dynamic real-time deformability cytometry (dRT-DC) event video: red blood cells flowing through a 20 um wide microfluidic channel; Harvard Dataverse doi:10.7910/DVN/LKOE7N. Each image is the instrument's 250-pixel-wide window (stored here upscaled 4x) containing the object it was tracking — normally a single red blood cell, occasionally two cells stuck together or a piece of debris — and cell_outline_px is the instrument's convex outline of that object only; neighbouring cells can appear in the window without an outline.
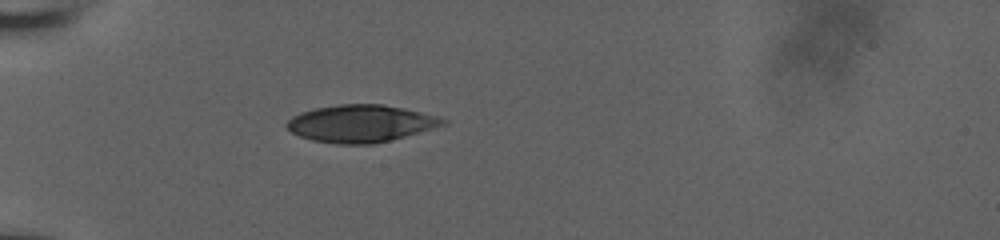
{"species": "human", "species_latin": "Homo sapiens", "temperature_condition": "room temperature", "stored_images_in_passage": 38, "camera_frame_rate_fps": 3000, "um_per_image_px": 0.085, "donor": {"sex": "male"}, "frame": {"image": 1, "passage_image": 1, "time_ms": 0.0, "image_size_px": [1000, 240], "cell_outline_px": [[448, 124], [404, 136], [372, 144], [336, 144], [312, 140], [300, 136], [292, 132], [284, 124], [292, 116], [300, 112], [316, 108], [340, 104], [384, 104], [404, 108], [440, 116], [448, 120]], "centroid_in_image_um": [30.68, 10.49], "position_along_channel_um": 54.3, "area_um2": 33.93}}
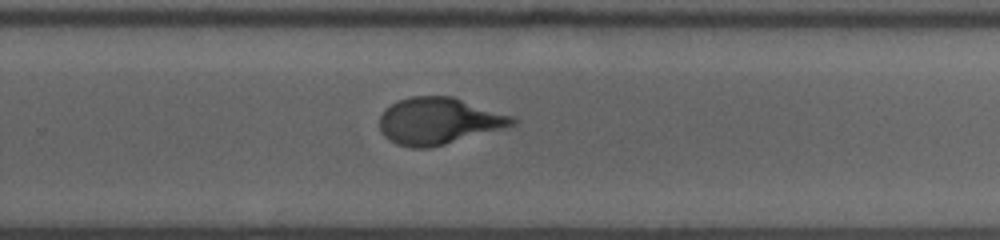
{"frame": {"image": 2, "passage_image": 21, "time_ms": 6.667, "image_size_px": [1000, 240], "cell_outline_px": [[520, 120], [516, 124], [508, 128], [428, 148], [412, 148], [396, 144], [388, 140], [380, 132], [380, 116], [384, 108], [400, 100], [412, 96], [452, 96], [516, 116]], "centroid_in_image_um": [37.35, 10.29], "position_along_channel_um": 292.5, "area_um2": 36.7}}
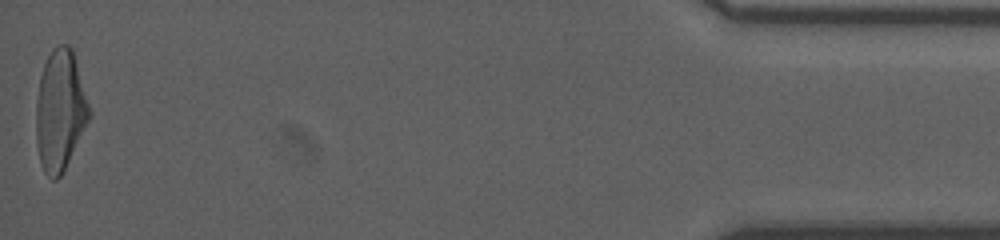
{"frame": {"image": 3, "passage_image": 38, "time_ms": 12.333, "image_size_px": [1000, 240], "cell_outline_px": [[92, 116], [60, 176], [56, 180], [52, 180], [44, 172], [40, 160], [36, 140], [36, 100], [40, 76], [44, 64], [52, 48], [56, 44], [68, 44], [72, 48], [92, 112]], "centroid_in_image_um": [5.12, 9.36], "position_along_channel_um": 430.1, "area_um2": 37.57}, "authors_computed_cell_mechanics": {"area_um2": 36.2695, "velocity_mm_per_s": 3.8848, "shape_relaxation_time_tau1_ms": 7.2221, "shape_relaxation_time_tau2_ms": null, "deformation_change_tau1": 0.2635, "deformation_change_tau2": null}}